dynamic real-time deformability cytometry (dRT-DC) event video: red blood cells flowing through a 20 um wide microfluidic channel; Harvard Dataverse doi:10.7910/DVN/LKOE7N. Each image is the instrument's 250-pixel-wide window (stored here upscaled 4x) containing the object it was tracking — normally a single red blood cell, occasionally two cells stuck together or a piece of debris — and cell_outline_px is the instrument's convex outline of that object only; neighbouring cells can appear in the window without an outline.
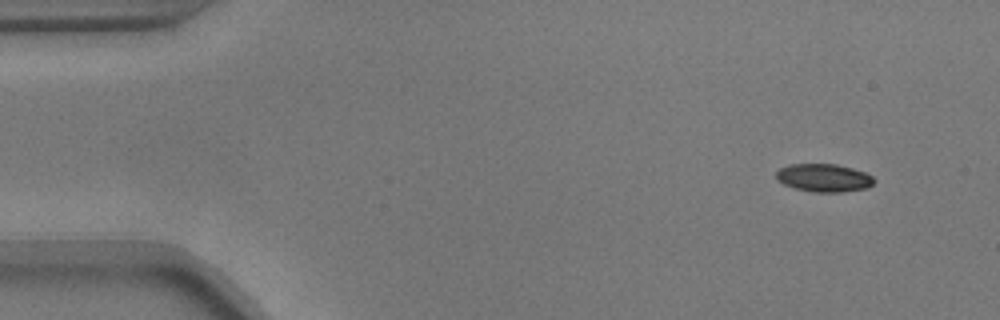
{"species": "common noctule bat (a hibernating species)", "species_latin": "Nyctalus noctula", "temperature_condition": "warm", "stored_images_in_passage": 51, "camera_frame_rate_fps": 3000, "um_per_image_px": 0.085, "animal": {"sex": "male", "body_mass_g": 17.9}, "frame": {"image": 1, "passage_image": 1, "time_ms": 0.0, "image_size_px": [1000, 320], "cell_outline_px": [[876, 180], [872, 184], [864, 188], [840, 192], [816, 192], [796, 188], [784, 184], [776, 180], [776, 172], [780, 168], [788, 164], [836, 164], [852, 168], [864, 172], [872, 176]], "centroid_in_image_um": [70.0, 15.1], "position_along_channel_um": 15.0, "area_um2": 15.84}}
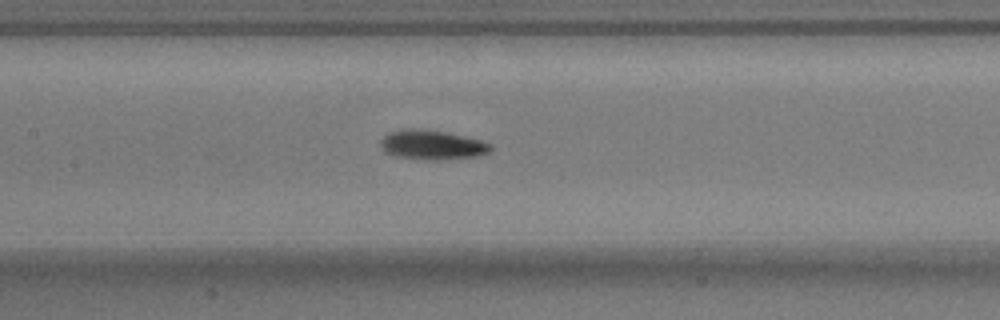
{"frame": {"image": 2, "passage_image": 22, "time_ms": 7.0, "image_size_px": [1000, 320], "cell_outline_px": [[492, 148], [488, 152], [476, 156], [432, 160], [396, 156], [380, 148], [380, 140], [388, 132], [400, 128], [420, 128], [444, 132], [464, 136], [480, 140], [492, 144]], "centroid_in_image_um": [36.68, 12.29], "position_along_channel_um": 170.7, "area_um2": 18.79}}
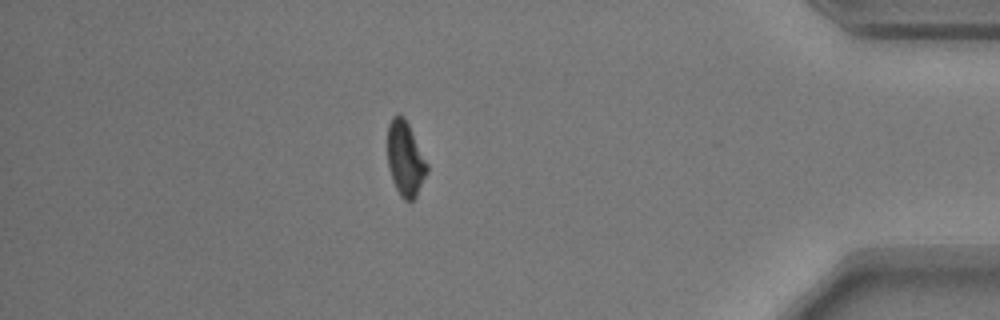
{"frame": {"image": 3, "passage_image": 44, "time_ms": 14.333, "image_size_px": [1000, 320], "cell_outline_px": [[428, 172], [416, 196], [412, 200], [404, 200], [400, 196], [392, 180], [388, 164], [388, 124], [392, 116], [396, 112], [404, 116], [428, 164]], "centroid_in_image_um": [34.44, 13.47], "position_along_channel_um": 400.8, "area_um2": 17.17}, "authors_computed_cell_mechanics": {"area_um2": 17.34, "velocity_mm_per_s": 3.6946, "shape_relaxation_time_tau1_ms": 3.0416, "shape_relaxation_time_tau2_ms": null, "deformation_change_tau1": 0.1525, "deformation_change_tau2": null}}